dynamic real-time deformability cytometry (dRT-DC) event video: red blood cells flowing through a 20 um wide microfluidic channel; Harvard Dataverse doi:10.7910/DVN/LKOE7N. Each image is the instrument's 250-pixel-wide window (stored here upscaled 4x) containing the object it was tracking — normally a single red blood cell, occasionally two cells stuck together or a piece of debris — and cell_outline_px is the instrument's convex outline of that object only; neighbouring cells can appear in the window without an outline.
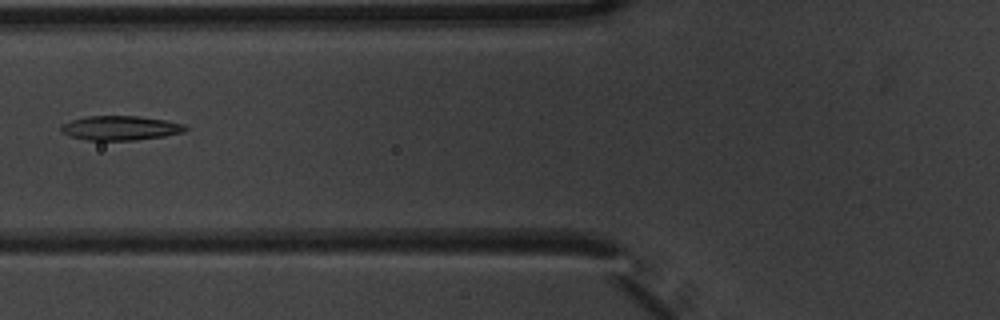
{"species": "common noctule bat (a hibernating species)", "species_latin": "Nyctalus noctula", "temperature_condition": "warm", "stored_images_in_passage": 2, "camera_frame_rate_fps": 3000, "um_per_image_px": 0.085, "animal": {"sex": "male", "body_mass_g": 20.1, "forearm_length_mm": 53.5}, "frame": {"image": 1, "passage_image": 2, "time_ms": 0.333, "image_size_px": [1000, 320], "cell_outline_px": [[188, 128], [184, 132], [164, 136], [136, 140], [84, 140], [60, 132], [60, 128], [64, 124], [72, 120], [84, 116], [136, 116], [164, 120], [184, 124]], "centroid_in_image_um": [10.23, 10.88], "position_along_channel_um": 115.6, "area_um2": 17.57}}